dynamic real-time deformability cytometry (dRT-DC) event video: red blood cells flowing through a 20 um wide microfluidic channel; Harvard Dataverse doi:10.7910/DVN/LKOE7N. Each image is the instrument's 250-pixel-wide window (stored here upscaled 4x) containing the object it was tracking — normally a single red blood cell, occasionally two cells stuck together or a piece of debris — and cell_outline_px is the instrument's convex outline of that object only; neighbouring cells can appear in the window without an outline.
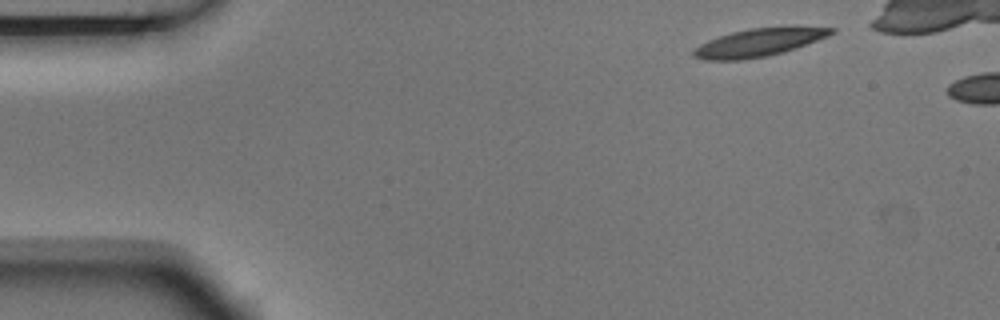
{"species": "Egyptian fruit bat (a non-hibernating species)", "species_latin": "Rousettus aegyptiacus", "temperature_condition": "room temperature", "stored_images_in_passage": 2, "camera_frame_rate_fps": 3000, "um_per_image_px": 0.085, "animal": {"sex": "male"}, "frame": {"image": 1, "passage_image": 1, "time_ms": 0.0, "image_size_px": [1000, 320], "cell_outline_px": [[836, 32], [828, 36], [796, 48], [784, 52], [768, 56], [744, 60], [704, 60], [692, 56], [692, 52], [700, 44], [708, 40], [732, 32], [748, 28], [788, 24], [796, 24], [836, 28]], "centroid_in_image_um": [64.61, 3.56], "position_along_channel_um": 20.4, "area_um2": 23.35}}